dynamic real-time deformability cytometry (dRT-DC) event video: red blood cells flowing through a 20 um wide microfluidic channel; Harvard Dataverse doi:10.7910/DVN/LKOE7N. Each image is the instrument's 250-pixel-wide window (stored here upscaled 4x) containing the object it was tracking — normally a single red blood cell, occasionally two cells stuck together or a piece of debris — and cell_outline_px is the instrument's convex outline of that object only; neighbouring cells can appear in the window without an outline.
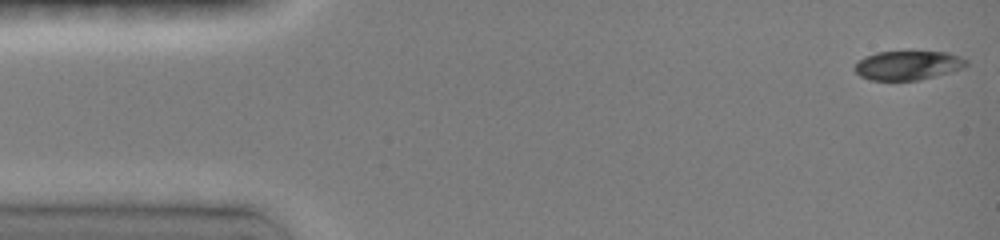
{"species": "common noctule bat (a hibernating species)", "species_latin": "Nyctalus noctula", "temperature_condition": "room temperature", "stored_images_in_passage": 47, "camera_frame_rate_fps": 3000, "um_per_image_px": 0.085, "animal": {"sex": "female", "body_mass_g": 19.0, "forearm_length_mm": 51.5}, "frame": {"image": 1, "passage_image": 1, "time_ms": 0.0, "image_size_px": [1000, 240], "cell_outline_px": [[968, 64], [964, 68], [952, 72], [920, 80], [868, 80], [860, 76], [852, 68], [864, 56], [876, 52], [948, 52], [960, 56], [968, 60]], "centroid_in_image_um": [77.19, 5.56], "position_along_channel_um": 7.8, "area_um2": 19.13}}
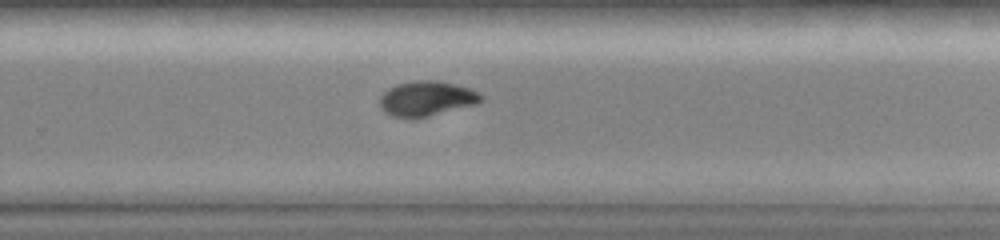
{"frame": {"image": 2, "passage_image": 33, "time_ms": 10.0, "image_size_px": [1000, 240], "cell_outline_px": [[484, 100], [476, 104], [428, 116], [392, 116], [384, 112], [380, 108], [380, 96], [388, 88], [396, 84], [416, 80], [436, 80], [456, 84], [472, 88], [480, 92], [484, 96]], "centroid_in_image_um": [36.3, 8.34], "position_along_channel_um": 293.5, "area_um2": 20.58}}
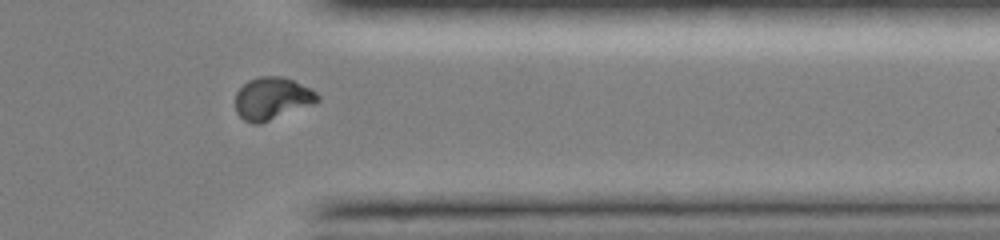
{"frame": {"image": 3, "passage_image": 42, "time_ms": 12.333, "image_size_px": [1000, 240], "cell_outline_px": [[320, 100], [316, 104], [260, 124], [252, 124], [244, 120], [236, 112], [236, 92], [248, 80], [260, 76], [280, 76], [292, 80], [316, 92], [320, 96]], "centroid_in_image_um": [23.14, 8.39], "position_along_channel_um": 388.3, "area_um2": 20.4}}